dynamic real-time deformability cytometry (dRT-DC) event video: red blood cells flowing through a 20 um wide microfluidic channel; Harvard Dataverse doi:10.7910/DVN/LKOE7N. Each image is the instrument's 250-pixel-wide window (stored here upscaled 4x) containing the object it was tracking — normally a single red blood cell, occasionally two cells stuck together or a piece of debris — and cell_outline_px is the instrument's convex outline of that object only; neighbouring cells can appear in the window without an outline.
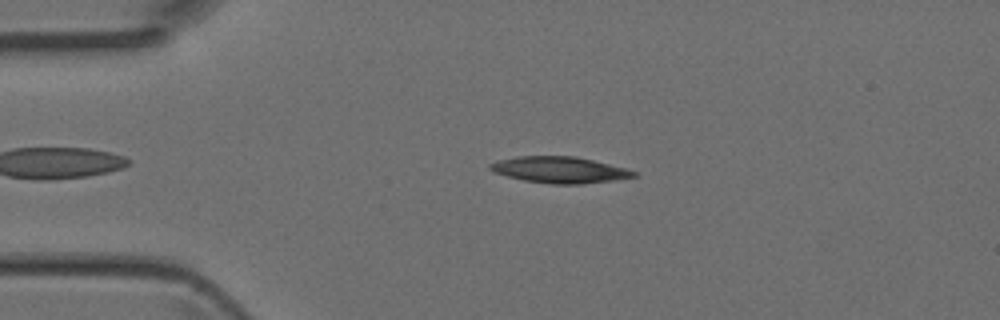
{"species": "Egyptian fruit bat (a non-hibernating species)", "species_latin": "Rousettus aegyptiacus", "temperature_condition": "room temperature", "stored_images_in_passage": 3, "camera_frame_rate_fps": 3000, "um_per_image_px": 0.085, "animal": {"sex": "female"}, "frame": {"image": 1, "passage_image": 2, "time_ms": 0.333, "image_size_px": [1000, 320], "cell_outline_px": [[636, 176], [612, 180], [584, 184], [552, 184], [524, 180], [508, 176], [496, 172], [488, 168], [488, 164], [500, 160], [516, 156], [576, 156], [624, 168], [636, 172]], "centroid_in_image_um": [47.54, 14.43], "position_along_channel_um": 37.5, "area_um2": 21.68}}